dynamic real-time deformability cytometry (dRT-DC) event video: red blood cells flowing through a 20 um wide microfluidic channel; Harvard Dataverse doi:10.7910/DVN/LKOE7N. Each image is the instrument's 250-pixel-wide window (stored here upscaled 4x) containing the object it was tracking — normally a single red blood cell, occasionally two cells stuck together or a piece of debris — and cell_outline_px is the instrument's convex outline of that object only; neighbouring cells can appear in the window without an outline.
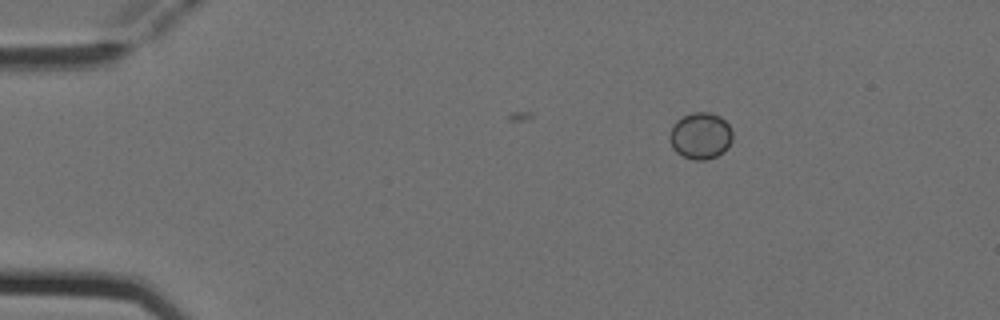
{"species": "Egyptian fruit bat (a non-hibernating species)", "species_latin": "Rousettus aegyptiacus", "temperature_condition": "cold", "stored_images_in_passage": 8, "camera_frame_rate_fps": 3000, "um_per_image_px": 0.085, "animal": {"sex": "female"}, "frame": {"image": 1, "passage_image": 1, "time_ms": 0.0, "image_size_px": [1000, 320], "cell_outline_px": [[732, 140], [728, 148], [724, 152], [716, 156], [704, 160], [692, 160], [676, 152], [672, 148], [672, 124], [676, 120], [692, 112], [712, 112], [720, 116], [728, 124], [732, 132]], "centroid_in_image_um": [59.58, 11.54], "position_along_channel_um": 25.4, "area_um2": 16.99}}
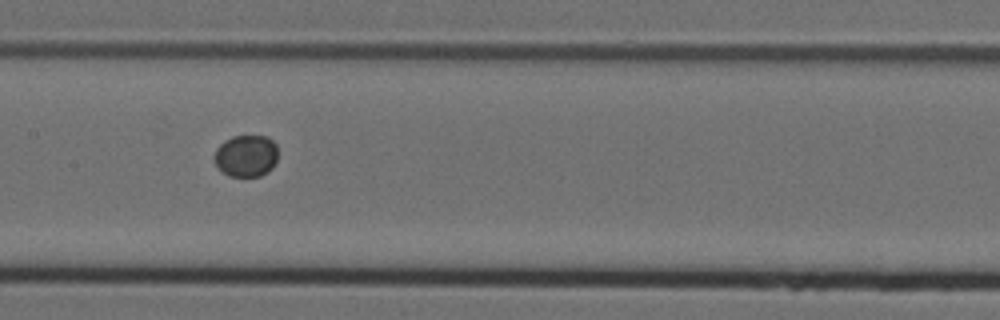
{"frame": {"image": 2, "passage_image": 6, "time_ms": 1.667, "image_size_px": [1000, 320], "cell_outline_px": [[276, 160], [272, 168], [268, 172], [260, 176], [228, 176], [216, 164], [212, 156], [216, 148], [224, 140], [232, 136], [268, 136], [276, 144]], "centroid_in_image_um": [20.9, 13.23], "position_along_channel_um": 186.5, "area_um2": 15.61}}
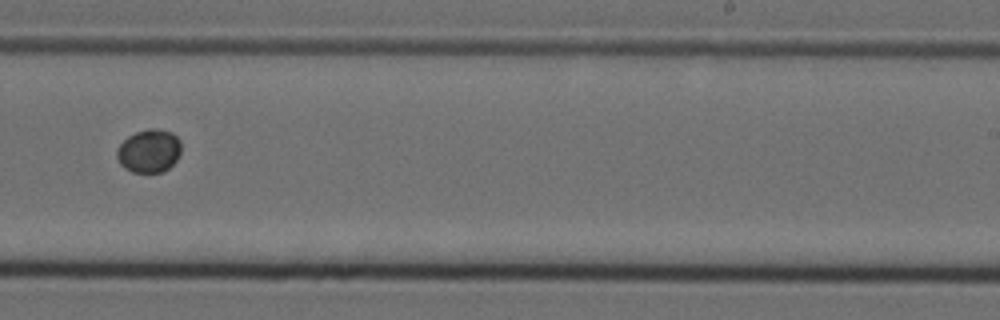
{"frame": {"image": 3, "passage_image": 8, "time_ms": 2.333, "image_size_px": [1000, 320], "cell_outline_px": [[180, 156], [164, 172], [132, 172], [124, 168], [120, 164], [116, 156], [116, 148], [128, 136], [136, 132], [148, 128], [156, 128], [172, 132], [180, 140]], "centroid_in_image_um": [12.66, 12.82], "position_along_channel_um": 276.3, "area_um2": 16.36}}